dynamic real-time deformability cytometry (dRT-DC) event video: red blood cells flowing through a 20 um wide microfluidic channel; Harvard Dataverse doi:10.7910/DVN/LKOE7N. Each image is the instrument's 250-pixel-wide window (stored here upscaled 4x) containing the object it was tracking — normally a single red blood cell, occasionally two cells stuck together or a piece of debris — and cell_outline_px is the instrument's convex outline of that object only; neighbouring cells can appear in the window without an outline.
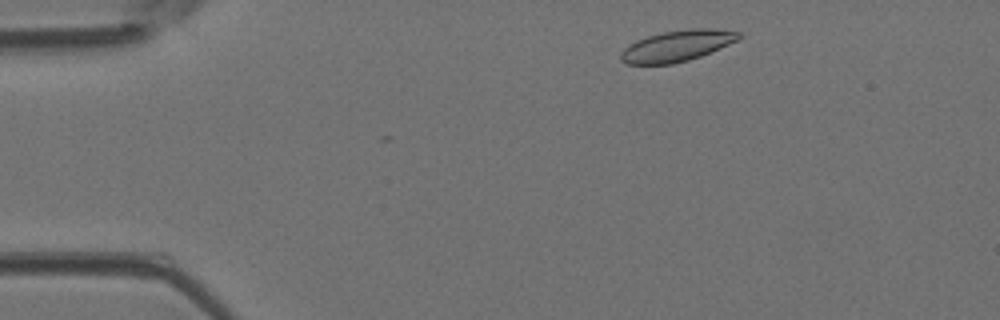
{"species": "Egyptian fruit bat (a non-hibernating species)", "species_latin": "Rousettus aegyptiacus", "temperature_condition": "room temperature", "stored_images_in_passage": 41, "camera_frame_rate_fps": 3000, "um_per_image_px": 0.085, "animal": {"sex": "female"}, "frame": {"image": 1, "passage_image": 3, "time_ms": 0.667, "image_size_px": [1000, 320], "cell_outline_px": [[740, 36], [736, 40], [720, 48], [700, 56], [688, 60], [672, 64], [628, 64], [620, 60], [620, 52], [628, 44], [636, 40], [648, 36], [664, 32], [692, 28], [708, 28], [740, 32]], "centroid_in_image_um": [57.49, 3.9], "position_along_channel_um": 27.5, "area_um2": 21.15}}
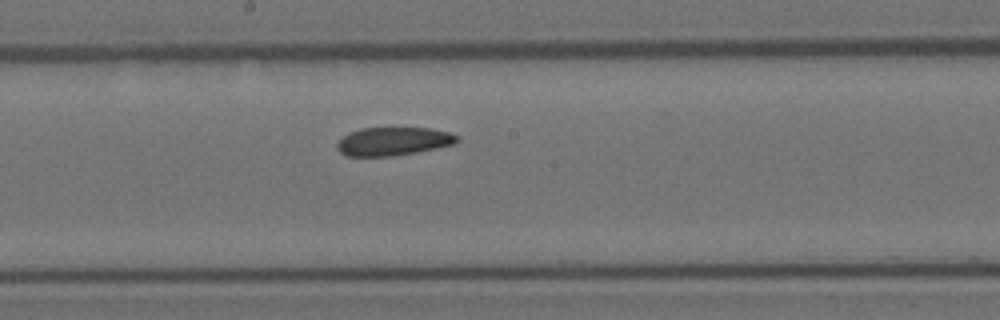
{"frame": {"image": 2, "passage_image": 20, "time_ms": 6.333, "image_size_px": [1000, 320], "cell_outline_px": [[460, 140], [456, 144], [416, 152], [392, 156], [348, 156], [340, 152], [336, 148], [336, 144], [344, 136], [360, 128], [432, 128], [448, 132], [460, 136]], "centroid_in_image_um": [33.47, 12.01], "position_along_channel_um": 214.7, "area_um2": 19.83}}
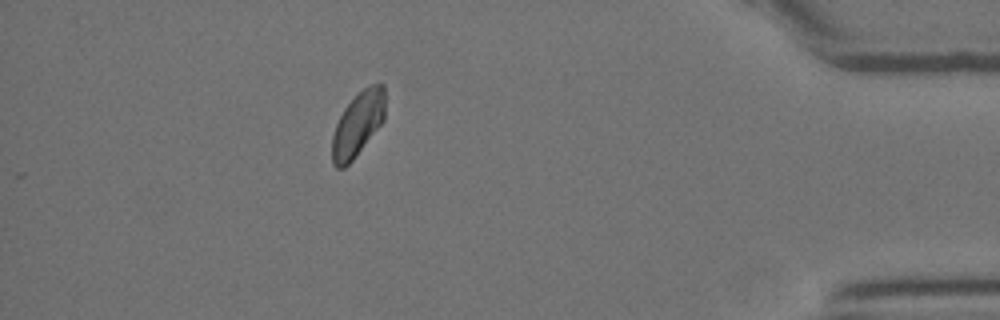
{"frame": {"image": 3, "passage_image": 36, "time_ms": 11.667, "image_size_px": [1000, 320], "cell_outline_px": [[384, 120], [352, 160], [344, 168], [336, 168], [332, 164], [332, 136], [336, 124], [344, 108], [368, 84], [380, 80], [384, 84]], "centroid_in_image_um": [30.42, 10.52], "position_along_channel_um": 404.8, "area_um2": 19.77}}